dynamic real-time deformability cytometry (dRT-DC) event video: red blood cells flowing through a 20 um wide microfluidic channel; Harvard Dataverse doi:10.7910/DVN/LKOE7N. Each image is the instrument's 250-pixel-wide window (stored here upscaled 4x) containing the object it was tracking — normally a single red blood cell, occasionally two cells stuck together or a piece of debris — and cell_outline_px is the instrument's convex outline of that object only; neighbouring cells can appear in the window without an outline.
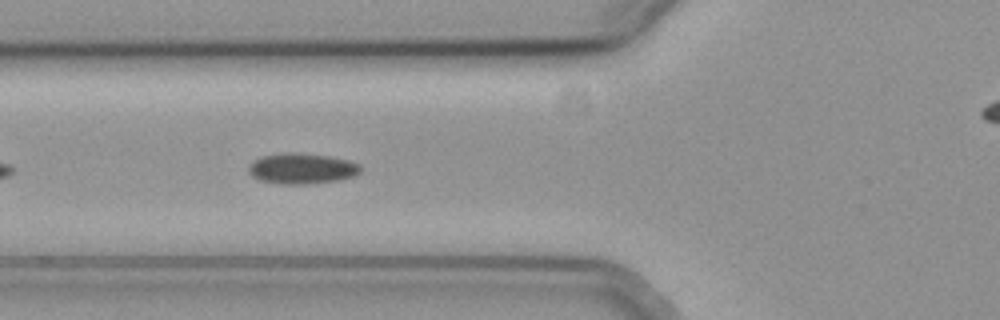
{"species": "common noctule bat (a hibernating species)", "species_latin": "Nyctalus noctula", "temperature_condition": "cold", "stored_images_in_passage": 9, "camera_frame_rate_fps": 3000, "um_per_image_px": 0.085, "animal": {"sex": "female", "body_mass_g": 19.3, "forearm_length_mm": 54.1}, "frame": {"image": 1, "passage_image": 6, "time_ms": 1.667, "image_size_px": [1000, 320], "cell_outline_px": [[360, 172], [352, 176], [340, 180], [312, 184], [276, 184], [260, 180], [252, 176], [248, 172], [248, 164], [260, 156], [284, 152], [292, 152], [328, 156], [348, 160], [360, 164]], "centroid_in_image_um": [25.61, 14.33], "position_along_channel_um": 100.2, "area_um2": 20.23}}